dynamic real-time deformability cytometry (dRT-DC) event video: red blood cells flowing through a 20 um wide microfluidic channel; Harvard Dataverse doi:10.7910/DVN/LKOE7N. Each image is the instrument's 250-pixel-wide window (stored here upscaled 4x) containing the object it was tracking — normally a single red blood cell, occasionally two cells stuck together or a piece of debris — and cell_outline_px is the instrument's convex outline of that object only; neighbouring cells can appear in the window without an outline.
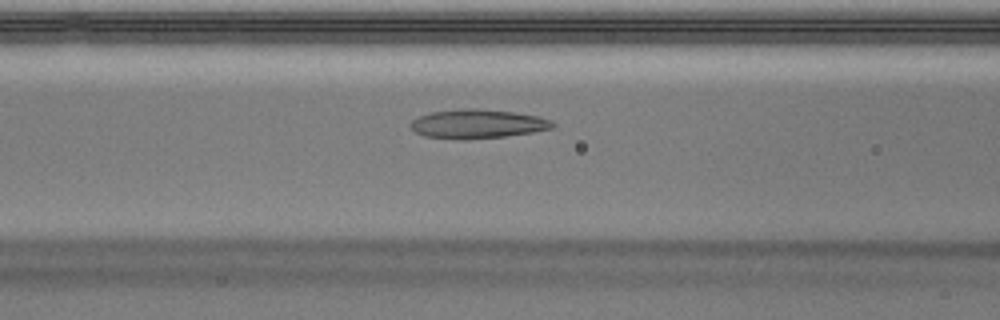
{"species": "Egyptian fruit bat (a non-hibernating species)", "species_latin": "Rousettus aegyptiacus", "temperature_condition": "warm", "stored_images_in_passage": 39, "camera_frame_rate_fps": 3000, "um_per_image_px": 0.085, "animal": {"sex": "male"}, "frame": {"image": 1, "passage_image": 9, "time_ms": 2.667, "image_size_px": [1000, 320], "cell_outline_px": [[556, 124], [552, 128], [532, 132], [504, 136], [464, 140], [424, 136], [416, 132], [412, 128], [412, 120], [420, 116], [432, 112], [472, 108], [476, 108], [512, 112], [540, 116], [552, 120]], "centroid_in_image_um": [40.63, 10.53], "position_along_channel_um": 126.0, "area_um2": 23.76}}
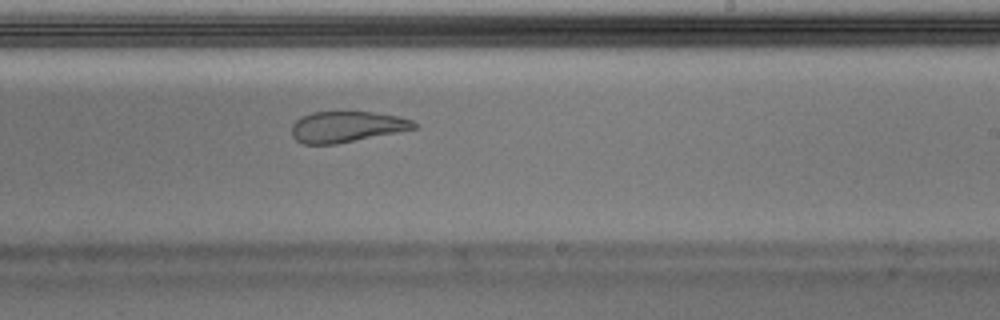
{"frame": {"image": 2, "passage_image": 19, "time_ms": 6.0, "image_size_px": [1000, 320], "cell_outline_px": [[420, 124], [416, 128], [336, 144], [304, 144], [296, 140], [292, 136], [292, 124], [296, 120], [312, 112], [376, 112], [400, 116], [412, 120]], "centroid_in_image_um": [29.49, 10.77], "position_along_channel_um": 259.5, "area_um2": 21.96}}
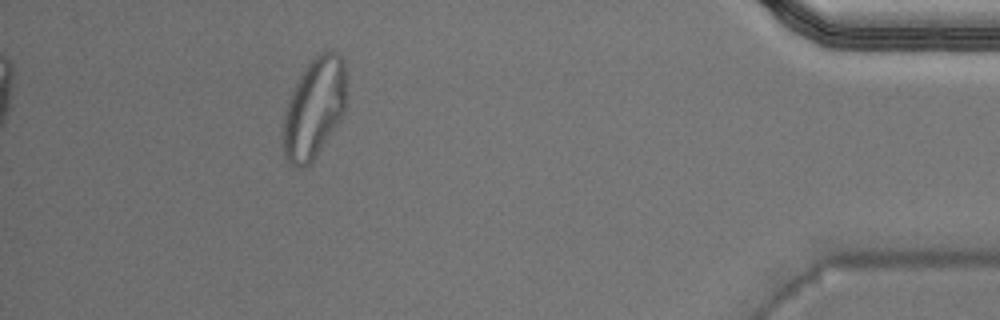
{"frame": {"image": 3, "passage_image": 34, "time_ms": 11.0, "image_size_px": [1000, 320], "cell_outline_px": [[344, 108], [336, 124], [316, 156], [304, 168], [296, 168], [284, 156], [280, 148], [284, 112], [288, 100], [300, 76], [308, 64], [324, 48], [336, 52], [344, 60]], "centroid_in_image_um": [26.64, 9.22], "position_along_channel_um": 408.6, "area_um2": 36.59}, "authors_computed_cell_mechanics": {"area_um2": 24.3338, "velocity_mm_per_s": 4.0037, "shape_relaxation_time_tau1_ms": null, "shape_relaxation_time_tau2_ms": 2.3991, "deformation_change_tau1": null, "deformation_change_tau2": 0.1079}}